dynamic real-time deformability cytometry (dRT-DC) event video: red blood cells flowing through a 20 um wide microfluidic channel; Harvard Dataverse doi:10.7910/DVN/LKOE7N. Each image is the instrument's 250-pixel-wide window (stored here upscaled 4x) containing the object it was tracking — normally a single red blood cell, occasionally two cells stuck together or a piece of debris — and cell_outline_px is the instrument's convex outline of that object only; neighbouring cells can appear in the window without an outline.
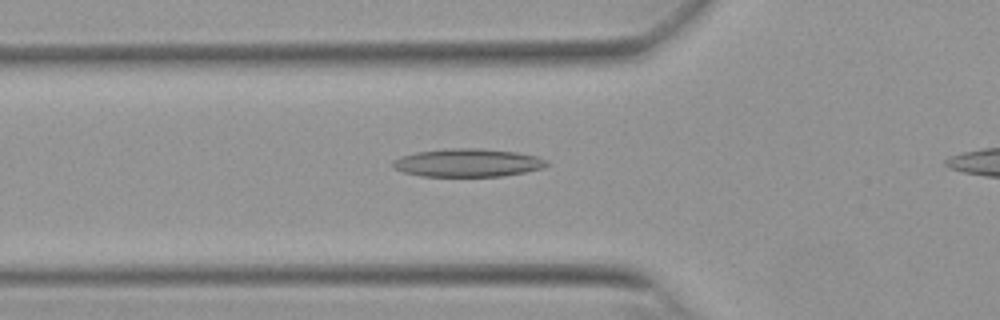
{"species": "Egyptian fruit bat (a non-hibernating species)", "species_latin": "Rousettus aegyptiacus", "temperature_condition": "warm", "stored_images_in_passage": 40, "camera_frame_rate_fps": 3000, "um_per_image_px": 0.085, "animal": {"sex": "female"}, "frame": {"image": 1, "passage_image": 12, "time_ms": 3.667, "image_size_px": [1000, 320], "cell_outline_px": [[552, 164], [540, 168], [524, 172], [500, 176], [420, 176], [404, 172], [392, 168], [392, 160], [400, 156], [416, 152], [452, 148], [476, 148], [516, 152], [536, 156], [548, 160]], "centroid_in_image_um": [39.73, 13.83], "position_along_channel_um": 86.1, "area_um2": 25.2}}
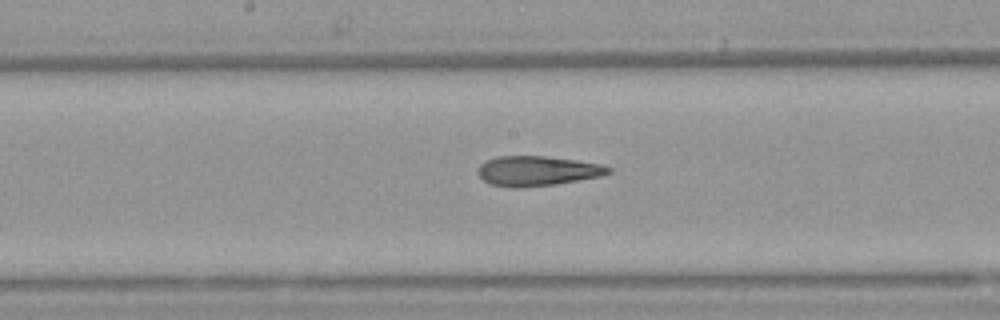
{"frame": {"image": 2, "passage_image": 21, "time_ms": 6.667, "image_size_px": [1000, 320], "cell_outline_px": [[612, 172], [600, 176], [556, 184], [516, 188], [488, 184], [476, 172], [476, 168], [480, 164], [496, 156], [544, 156], [576, 160], [600, 164], [612, 168]], "centroid_in_image_um": [45.63, 14.53], "position_along_channel_um": 202.6, "area_um2": 22.72}}
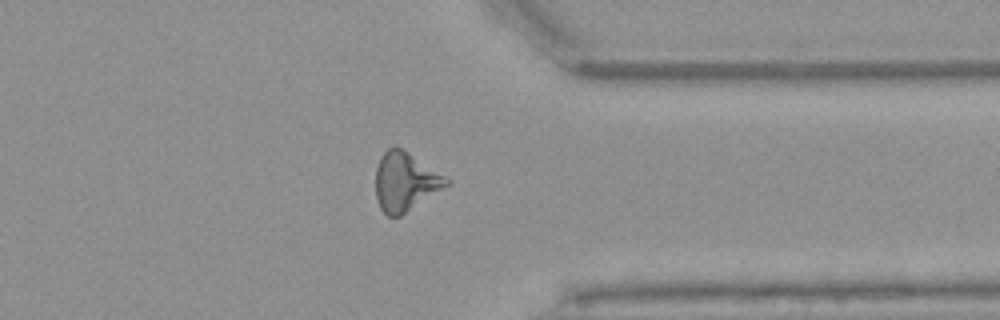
{"frame": {"image": 3, "passage_image": 35, "time_ms": 11.333, "image_size_px": [1000, 320], "cell_outline_px": [[452, 180], [448, 184], [400, 216], [388, 216], [380, 208], [376, 196], [376, 168], [380, 156], [388, 148], [396, 144]], "centroid_in_image_um": [34.42, 15.4], "position_along_channel_um": 377.0, "area_um2": 23.99}, "authors_computed_cell_mechanics": {"area_um2": 23.6691, "velocity_mm_per_s": 3.8709, "shape_relaxation_time_tau1_ms": null, "shape_relaxation_time_tau2_ms": 4.1695, "deformation_change_tau1": null, "deformation_change_tau2": 0.1673}}